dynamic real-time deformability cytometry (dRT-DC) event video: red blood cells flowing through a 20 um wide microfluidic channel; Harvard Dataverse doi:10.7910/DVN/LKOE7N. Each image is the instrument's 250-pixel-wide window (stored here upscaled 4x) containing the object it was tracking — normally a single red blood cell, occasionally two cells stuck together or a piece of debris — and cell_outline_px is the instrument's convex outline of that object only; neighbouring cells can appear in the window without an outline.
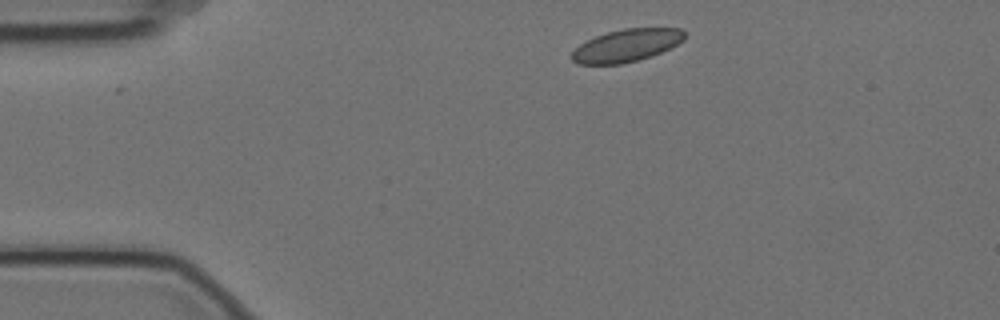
{"species": "Egyptian fruit bat (a non-hibernating species)", "species_latin": "Rousettus aegyptiacus", "temperature_condition": "cold", "stored_images_in_passage": 5, "camera_frame_rate_fps": 3000, "um_per_image_px": 0.085, "animal": {"sex": "female"}, "frame": {"image": 1, "passage_image": 1, "time_ms": 0.0, "image_size_px": [1000, 320], "cell_outline_px": [[684, 40], [660, 52], [636, 60], [620, 64], [580, 64], [572, 60], [572, 52], [580, 44], [596, 36], [608, 32], [624, 28], [680, 28], [684, 32]], "centroid_in_image_um": [53.24, 3.85], "position_along_channel_um": 31.8, "area_um2": 20.92}}
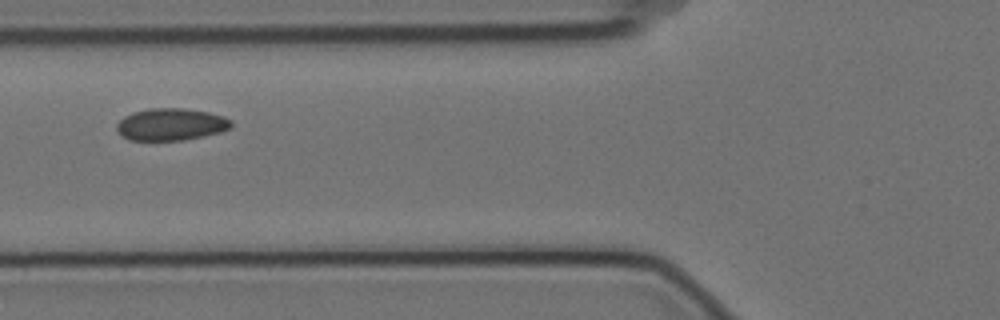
{"frame": {"image": 2, "passage_image": 4, "time_ms": 1.0, "image_size_px": [1000, 320], "cell_outline_px": [[232, 124], [228, 128], [220, 132], [184, 140], [128, 140], [116, 128], [116, 124], [124, 116], [132, 112], [148, 108], [184, 108], [208, 112], [232, 120]], "centroid_in_image_um": [14.5, 10.56], "position_along_channel_um": 111.3, "area_um2": 21.27}}
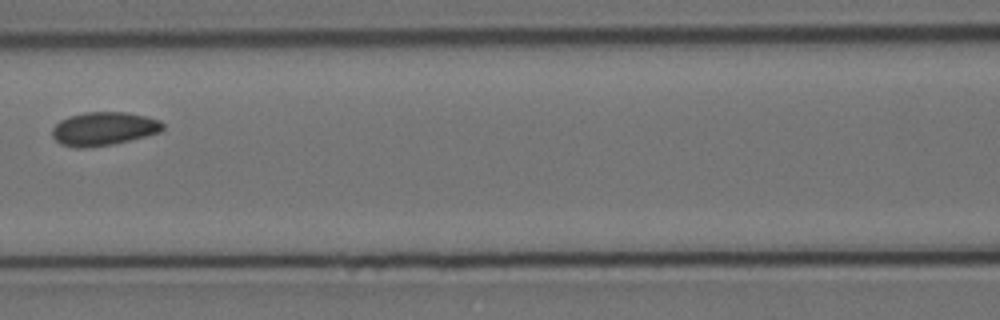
{"frame": {"image": 3, "passage_image": 5, "time_ms": 1.333, "image_size_px": [1000, 320], "cell_outline_px": [[164, 128], [160, 132], [112, 144], [88, 148], [72, 148], [60, 144], [52, 136], [52, 128], [60, 120], [68, 116], [84, 112], [128, 112], [148, 116], [160, 120], [164, 124]], "centroid_in_image_um": [8.8, 10.94], "position_along_channel_um": 157.8, "area_um2": 21.79}}